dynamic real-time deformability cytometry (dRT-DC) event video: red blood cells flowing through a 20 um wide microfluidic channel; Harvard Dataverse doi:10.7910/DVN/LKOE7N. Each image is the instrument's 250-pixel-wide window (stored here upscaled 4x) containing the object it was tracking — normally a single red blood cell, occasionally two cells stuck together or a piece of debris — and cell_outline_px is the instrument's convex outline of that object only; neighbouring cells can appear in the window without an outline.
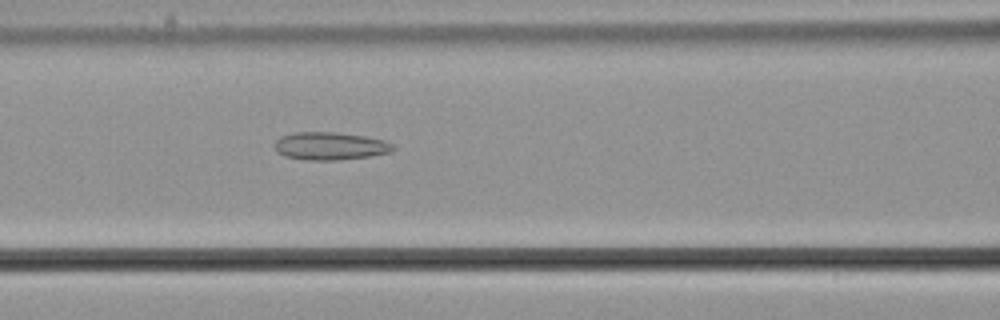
{"species": "common noctule bat (a hibernating species)", "species_latin": "Nyctalus noctula", "temperature_condition": "cold", "stored_images_in_passage": 56, "camera_frame_rate_fps": 3000, "um_per_image_px": 0.085, "animal": {"sex": "male", "body_mass_g": 21.5, "forearm_length_mm": 52.0}, "frame": {"image": 1, "passage_image": 24, "time_ms": 7.667, "image_size_px": [1000, 320], "cell_outline_px": [[396, 148], [392, 152], [368, 156], [336, 160], [308, 160], [284, 156], [276, 152], [276, 140], [280, 136], [296, 132], [336, 132], [364, 136], [384, 140], [392, 144]], "centroid_in_image_um": [28.06, 12.41], "position_along_channel_um": 138.5, "area_um2": 19.13}}
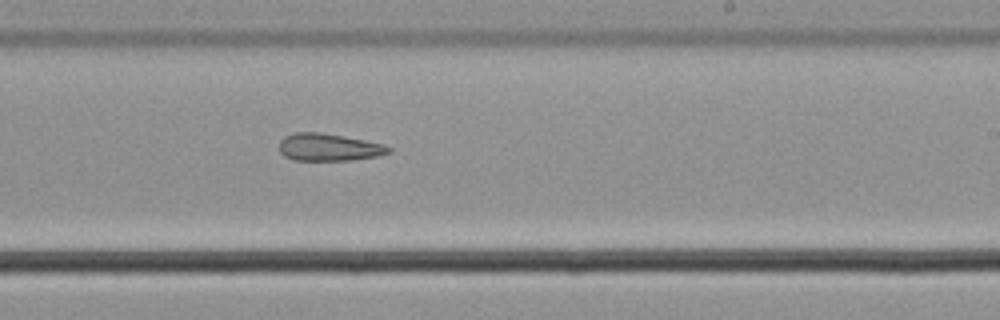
{"frame": {"image": 2, "passage_image": 34, "time_ms": 11.0, "image_size_px": [1000, 320], "cell_outline_px": [[392, 152], [376, 156], [348, 160], [292, 160], [284, 156], [280, 152], [280, 140], [284, 136], [292, 132], [320, 132], [344, 136], [384, 144], [392, 148]], "centroid_in_image_um": [27.93, 12.51], "position_along_channel_um": 261.1, "area_um2": 17.51}}
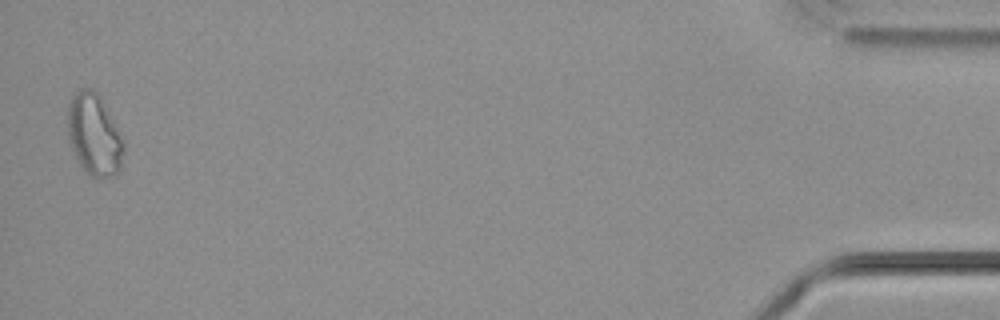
{"frame": {"image": 3, "passage_image": 55, "time_ms": 18.0, "image_size_px": [1000, 320], "cell_outline_px": [[124, 152], [120, 168], [116, 176], [96, 180], [88, 176], [80, 164], [72, 148], [68, 136], [68, 100], [80, 88], [88, 88], [96, 92], [100, 96], [124, 140]], "centroid_in_image_um": [8.02, 11.5], "position_along_channel_um": 427.2, "area_um2": 26.93}, "authors_computed_cell_mechanics": {"area_um2": 21.2993, "velocity_mm_per_s": 3.6789, "shape_relaxation_time_tau1_ms": null, "shape_relaxation_time_tau2_ms": 4.7176, "deformation_change_tau1": null, "deformation_change_tau2": 0.1426}}